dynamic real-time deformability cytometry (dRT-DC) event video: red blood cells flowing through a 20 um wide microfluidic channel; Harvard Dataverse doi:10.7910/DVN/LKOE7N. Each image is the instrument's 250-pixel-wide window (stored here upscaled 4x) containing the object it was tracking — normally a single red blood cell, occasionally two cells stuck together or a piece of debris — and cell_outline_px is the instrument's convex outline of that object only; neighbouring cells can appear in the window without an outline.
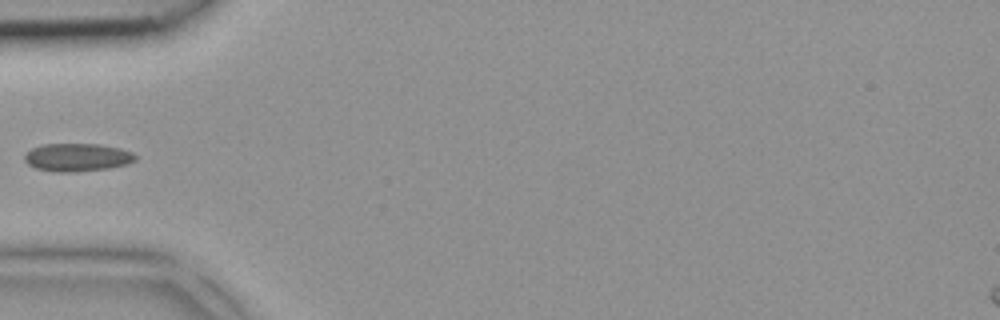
{"species": "common noctule bat (a hibernating species)", "species_latin": "Nyctalus noctula", "temperature_condition": "room temperature", "stored_images_in_passage": 4, "camera_frame_rate_fps": 3000, "um_per_image_px": 0.085, "animal": {"sex": "female", "body_mass_g": 18.4}, "frame": {"image": 1, "passage_image": 4, "time_ms": 1.0, "image_size_px": [1000, 320], "cell_outline_px": [[136, 160], [128, 164], [108, 168], [72, 172], [56, 172], [36, 168], [28, 164], [24, 160], [24, 156], [32, 148], [44, 144], [100, 144], [120, 148], [132, 152], [136, 156]], "centroid_in_image_um": [6.58, 13.37], "position_along_channel_um": 78.4, "area_um2": 18.03}}